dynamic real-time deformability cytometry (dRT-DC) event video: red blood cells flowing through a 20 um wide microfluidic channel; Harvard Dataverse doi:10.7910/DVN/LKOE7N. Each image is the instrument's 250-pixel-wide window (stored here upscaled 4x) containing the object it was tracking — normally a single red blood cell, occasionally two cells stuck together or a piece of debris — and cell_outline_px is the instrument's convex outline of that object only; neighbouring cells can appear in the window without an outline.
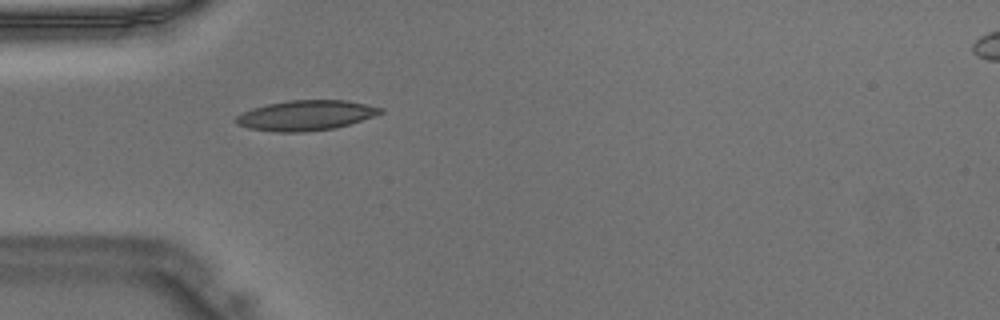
{"species": "Egyptian fruit bat (a non-hibernating species)", "species_latin": "Rousettus aegyptiacus", "temperature_condition": "warm", "stored_images_in_passage": 33, "camera_frame_rate_fps": 3000, "um_per_image_px": 0.085, "animal": {"sex": "male"}, "frame": {"image": 1, "passage_image": 1, "time_ms": 0.0, "image_size_px": [1000, 320], "cell_outline_px": [[384, 112], [336, 128], [304, 132], [276, 132], [248, 128], [236, 124], [232, 120], [236, 116], [252, 108], [268, 104], [288, 100], [344, 100], [384, 108]], "centroid_in_image_um": [25.94, 9.81], "position_along_channel_um": 59.1, "area_um2": 25.26}}
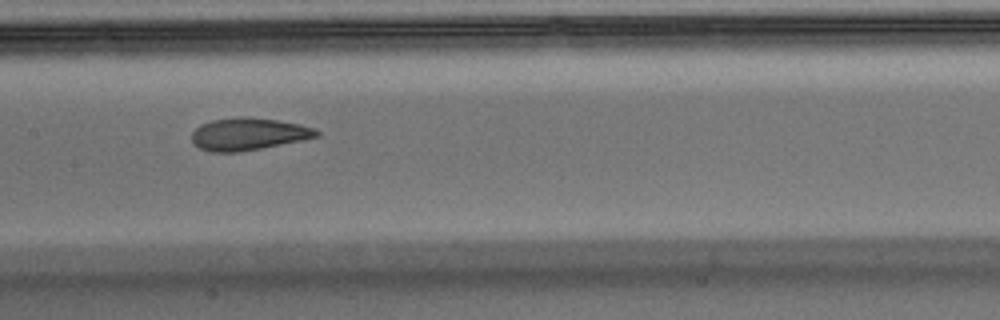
{"frame": {"image": 2, "passage_image": 10, "time_ms": 3.0, "image_size_px": [1000, 320], "cell_outline_px": [[320, 136], [240, 152], [208, 152], [192, 144], [192, 132], [200, 124], [212, 120], [240, 116], [276, 120], [300, 124], [316, 128], [320, 132]], "centroid_in_image_um": [21.08, 11.39], "position_along_channel_um": 186.3, "area_um2": 23.47}}
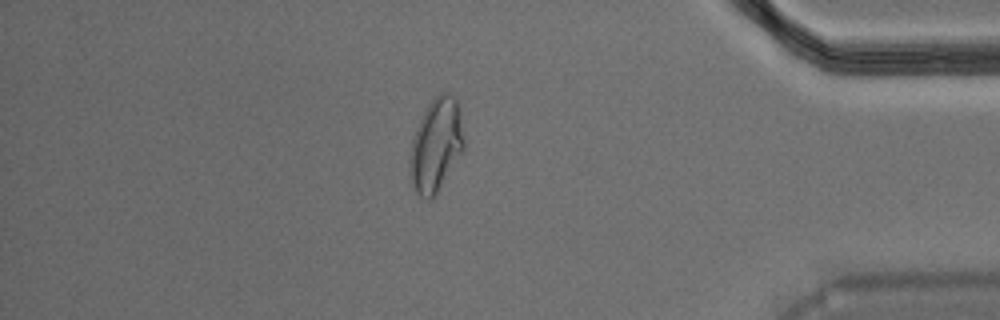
{"frame": {"image": 3, "passage_image": 27, "time_ms": 8.667, "image_size_px": [1000, 320], "cell_outline_px": [[464, 148], [436, 196], [428, 200], [420, 196], [416, 192], [412, 184], [412, 140], [416, 128], [428, 104], [440, 92], [448, 92], [456, 96], [460, 108], [464, 140]], "centroid_in_image_um": [37.12, 12.29], "position_along_channel_um": 398.1, "area_um2": 29.02}}